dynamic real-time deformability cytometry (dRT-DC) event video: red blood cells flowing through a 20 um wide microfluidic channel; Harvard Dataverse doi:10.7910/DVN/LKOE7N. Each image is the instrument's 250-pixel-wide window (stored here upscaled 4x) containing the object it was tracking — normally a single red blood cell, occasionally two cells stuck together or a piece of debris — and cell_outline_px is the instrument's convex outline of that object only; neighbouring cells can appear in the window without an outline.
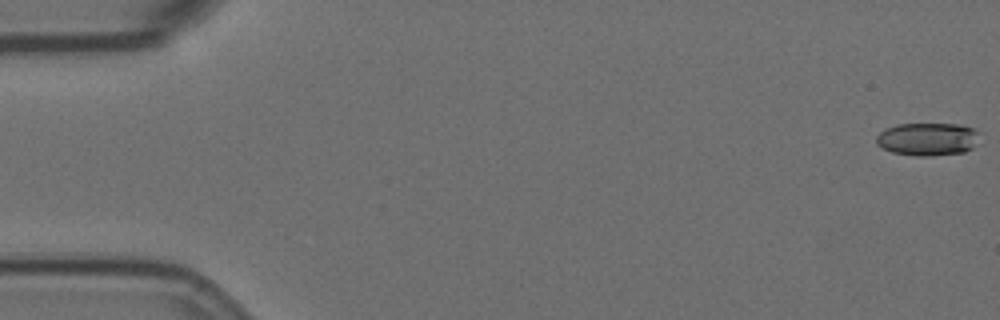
{"species": "Egyptian fruit bat (a non-hibernating species)", "species_latin": "Rousettus aegyptiacus", "temperature_condition": "room temperature", "stored_images_in_passage": 18, "camera_frame_rate_fps": 3000, "um_per_image_px": 0.085, "animal": {"sex": "female"}, "frame": {"image": 1, "passage_image": 1, "time_ms": 0.0, "image_size_px": [1000, 320], "cell_outline_px": [[980, 144], [964, 152], [932, 156], [916, 156], [892, 152], [876, 144], [876, 136], [884, 128], [896, 124], [960, 124], [972, 128], [980, 132]], "centroid_in_image_um": [78.9, 11.82], "position_along_channel_um": 6.1, "area_um2": 20.23}}
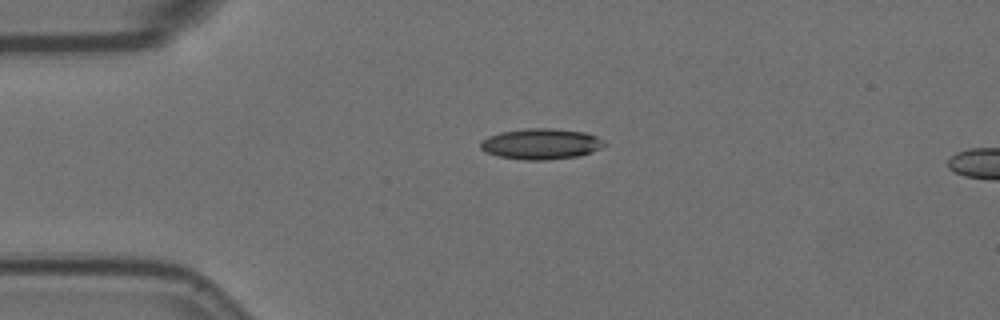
{"frame": {"image": 2, "passage_image": 14, "time_ms": 4.333, "image_size_px": [1000, 320], "cell_outline_px": [[604, 144], [600, 148], [592, 152], [576, 156], [548, 160], [524, 160], [500, 156], [484, 152], [480, 148], [480, 144], [488, 136], [500, 132], [528, 128], [552, 128], [584, 132], [596, 136], [604, 140]], "centroid_in_image_um": [45.97, 12.23], "position_along_channel_um": 39.0, "area_um2": 22.08}}